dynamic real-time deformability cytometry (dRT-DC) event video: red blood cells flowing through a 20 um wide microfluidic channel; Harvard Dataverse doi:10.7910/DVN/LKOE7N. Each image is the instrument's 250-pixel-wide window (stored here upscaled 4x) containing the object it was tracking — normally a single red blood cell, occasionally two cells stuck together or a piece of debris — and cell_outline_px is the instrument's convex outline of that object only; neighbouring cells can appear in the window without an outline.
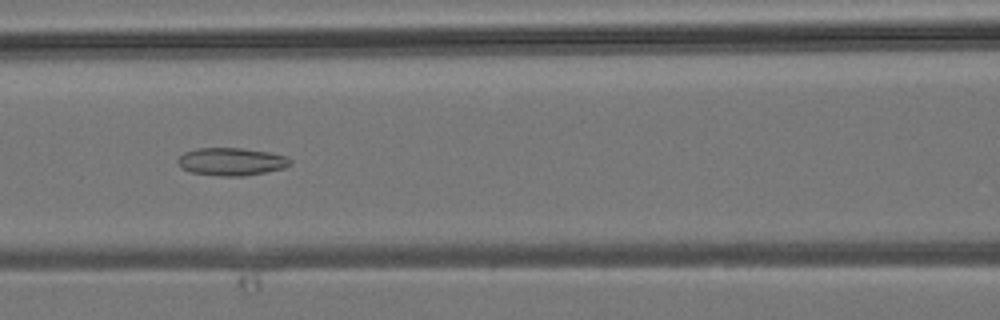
{"species": "common noctule bat (a hibernating species)", "species_latin": "Nyctalus noctula", "temperature_condition": "room temperature", "stored_images_in_passage": 40, "camera_frame_rate_fps": 3000, "um_per_image_px": 0.085, "animal": {"sex": "male", "body_mass_g": 19.2, "forearm_length_mm": 51.8}, "frame": {"image": 1, "passage_image": 17, "time_ms": 5.333, "image_size_px": [1000, 320], "cell_outline_px": [[292, 164], [284, 168], [244, 176], [220, 176], [192, 172], [180, 168], [176, 160], [184, 152], [196, 148], [240, 148], [268, 152], [288, 156], [292, 160]], "centroid_in_image_um": [19.67, 13.73], "position_along_channel_um": 146.9, "area_um2": 18.26}}
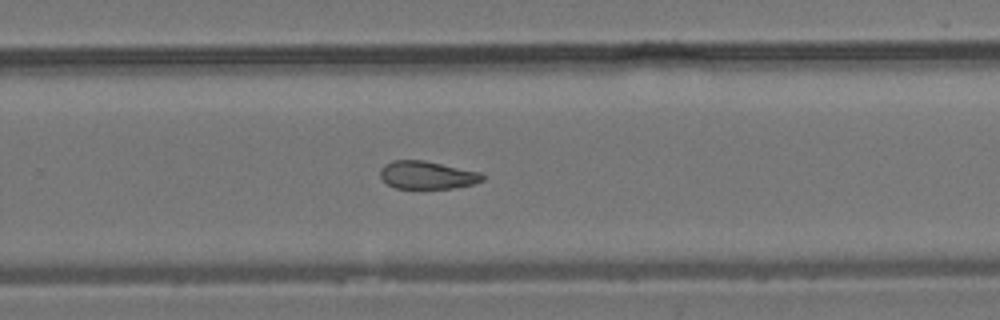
{"frame": {"image": 2, "passage_image": 26, "time_ms": 8.333, "image_size_px": [1000, 320], "cell_outline_px": [[484, 180], [472, 184], [452, 188], [396, 188], [388, 184], [380, 176], [380, 168], [384, 164], [392, 160], [424, 160], [480, 172], [484, 176]], "centroid_in_image_um": [36.29, 14.87], "position_along_channel_um": 293.5, "area_um2": 16.53}}
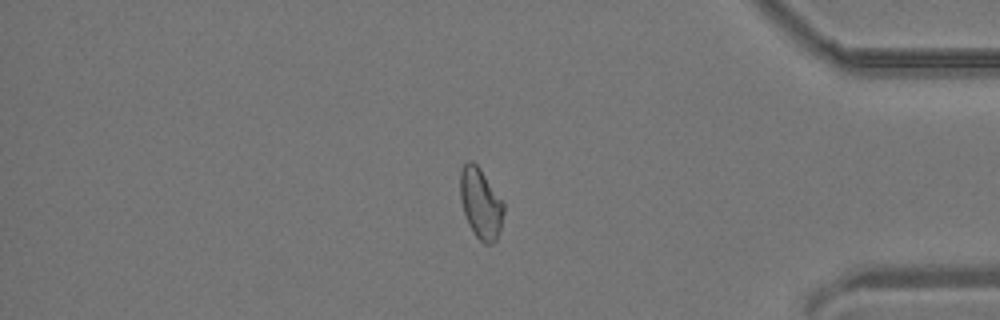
{"frame": {"image": 3, "passage_image": 34, "time_ms": 11.0, "image_size_px": [1000, 320], "cell_outline_px": [[504, 212], [500, 228], [496, 240], [492, 244], [484, 244], [476, 236], [468, 224], [460, 200], [460, 172], [464, 164], [468, 160], [472, 160], [480, 168], [504, 200]], "centroid_in_image_um": [40.87, 17.27], "position_along_channel_um": 394.3, "area_um2": 18.09}}